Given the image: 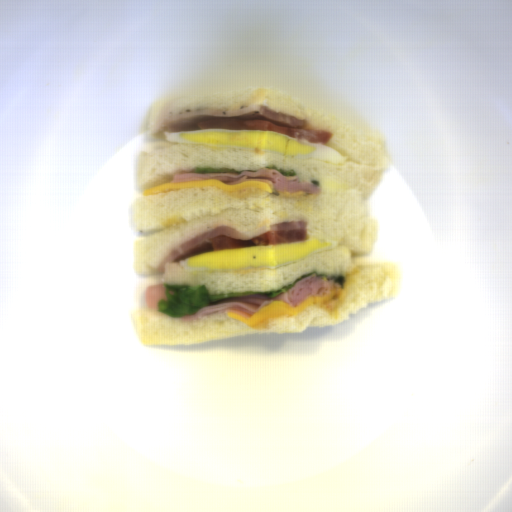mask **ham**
Listing matches in <instances>:
<instances>
[{"label": "ham", "mask_w": 512, "mask_h": 512, "mask_svg": "<svg viewBox=\"0 0 512 512\" xmlns=\"http://www.w3.org/2000/svg\"><path fill=\"white\" fill-rule=\"evenodd\" d=\"M339 282L334 279L317 277L316 274L301 279L295 286L289 290L270 298L266 295H246L218 301L208 306H204L196 312L195 315L181 316L185 321L199 319L206 314H214L219 311L225 313H236L244 317H252L264 307L274 301H285L289 305L298 306L309 298V296H324L332 294L335 288H341Z\"/></svg>", "instance_id": "1"}, {"label": "ham", "mask_w": 512, "mask_h": 512, "mask_svg": "<svg viewBox=\"0 0 512 512\" xmlns=\"http://www.w3.org/2000/svg\"><path fill=\"white\" fill-rule=\"evenodd\" d=\"M200 119L268 120L278 126L299 129L308 128V119L300 120L292 115L283 112H276L260 104L237 108L192 109L173 115L163 121L169 123Z\"/></svg>", "instance_id": "4"}, {"label": "ham", "mask_w": 512, "mask_h": 512, "mask_svg": "<svg viewBox=\"0 0 512 512\" xmlns=\"http://www.w3.org/2000/svg\"><path fill=\"white\" fill-rule=\"evenodd\" d=\"M270 230L263 232L258 235H242L236 228L228 225L217 226L210 232L200 233L192 239L180 243L173 248L167 256L158 265L157 271L160 274H165V267L167 264L173 262H180L192 258L195 255L203 253L208 250H213V243L210 241L213 238L220 235H227L234 238L237 241H245L254 239L265 233L275 230H303L308 229L306 223L303 220H292L286 222H279L270 224L268 227Z\"/></svg>", "instance_id": "3"}, {"label": "ham", "mask_w": 512, "mask_h": 512, "mask_svg": "<svg viewBox=\"0 0 512 512\" xmlns=\"http://www.w3.org/2000/svg\"><path fill=\"white\" fill-rule=\"evenodd\" d=\"M196 168L177 169L173 176V183H183L202 179H216L223 184H239L243 182H270L275 190L288 193L303 191L307 194H319V186L314 182L301 181L299 176H286L276 169L263 167L258 171H242L226 173H199Z\"/></svg>", "instance_id": "2"}, {"label": "ham", "mask_w": 512, "mask_h": 512, "mask_svg": "<svg viewBox=\"0 0 512 512\" xmlns=\"http://www.w3.org/2000/svg\"><path fill=\"white\" fill-rule=\"evenodd\" d=\"M159 300H168L164 283L152 284L145 289V302L150 309L158 310Z\"/></svg>", "instance_id": "5"}]
</instances>
